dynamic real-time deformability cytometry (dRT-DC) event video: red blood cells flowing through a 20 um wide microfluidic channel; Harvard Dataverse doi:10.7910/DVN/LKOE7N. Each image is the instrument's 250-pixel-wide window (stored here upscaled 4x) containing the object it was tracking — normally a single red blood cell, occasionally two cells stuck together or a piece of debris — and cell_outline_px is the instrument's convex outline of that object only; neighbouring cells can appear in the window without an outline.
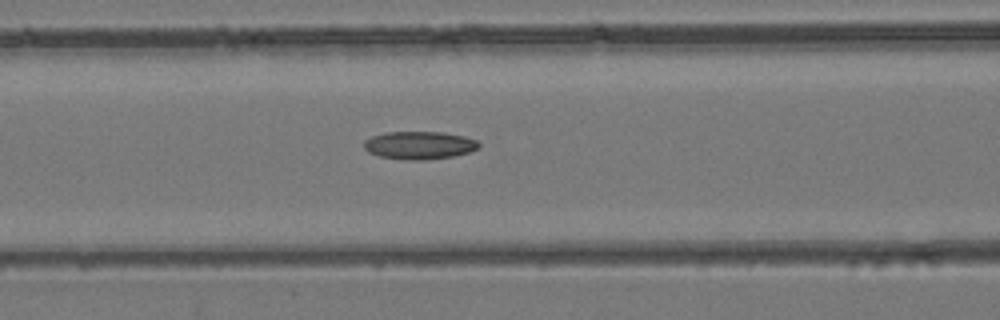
{"species": "common noctule bat (a hibernating species)", "species_latin": "Nyctalus noctula", "temperature_condition": "room temperature", "stored_images_in_passage": 36, "camera_frame_rate_fps": 3000, "um_per_image_px": 0.085, "animal": {"sex": "female", "body_mass_g": 24.6, "forearm_length_mm": 56.2}, "frame": {"image": 1, "passage_image": 19, "time_ms": 6.0, "image_size_px": [1000, 320], "cell_outline_px": [[480, 144], [476, 148], [468, 152], [452, 156], [424, 160], [404, 160], [380, 156], [368, 152], [364, 148], [364, 140], [372, 136], [384, 132], [444, 132], [464, 136], [476, 140]], "centroid_in_image_um": [35.6, 12.34], "position_along_channel_um": 131.0, "area_um2": 18.61}}
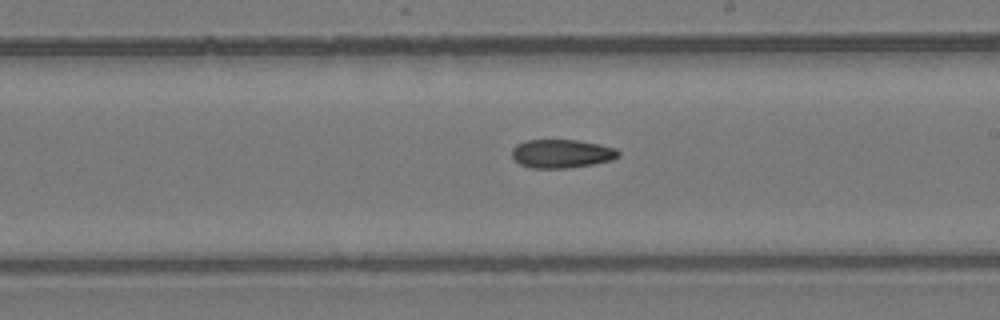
{"frame": {"image": 2, "passage_image": 26, "time_ms": 8.333, "image_size_px": [1000, 320], "cell_outline_px": [[620, 156], [612, 160], [592, 164], [568, 168], [532, 168], [520, 164], [512, 156], [512, 148], [516, 144], [528, 140], [576, 140], [600, 144], [616, 148], [620, 152]], "centroid_in_image_um": [47.76, 13.06], "position_along_channel_um": 241.2, "area_um2": 17.74}}
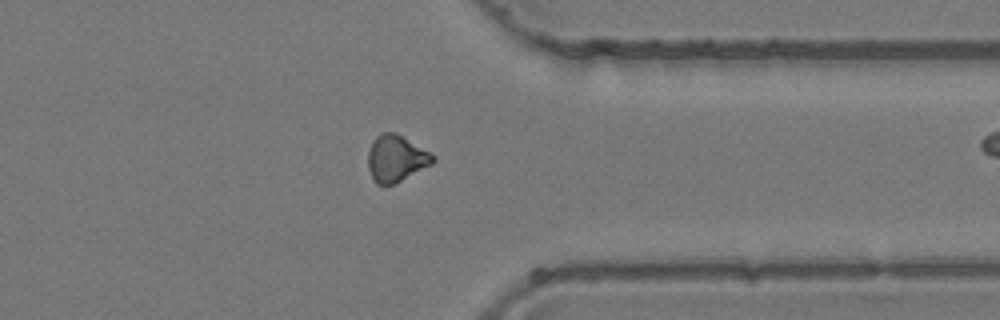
{"frame": {"image": 3, "passage_image": 35, "time_ms": 11.333, "image_size_px": [1000, 320], "cell_outline_px": [[436, 160], [432, 164], [392, 184], [376, 184], [368, 168], [368, 152], [372, 140], [376, 136], [384, 132], [392, 132], [400, 136], [436, 156]], "centroid_in_image_um": [33.64, 13.47], "position_along_channel_um": 377.8, "area_um2": 17.11}}